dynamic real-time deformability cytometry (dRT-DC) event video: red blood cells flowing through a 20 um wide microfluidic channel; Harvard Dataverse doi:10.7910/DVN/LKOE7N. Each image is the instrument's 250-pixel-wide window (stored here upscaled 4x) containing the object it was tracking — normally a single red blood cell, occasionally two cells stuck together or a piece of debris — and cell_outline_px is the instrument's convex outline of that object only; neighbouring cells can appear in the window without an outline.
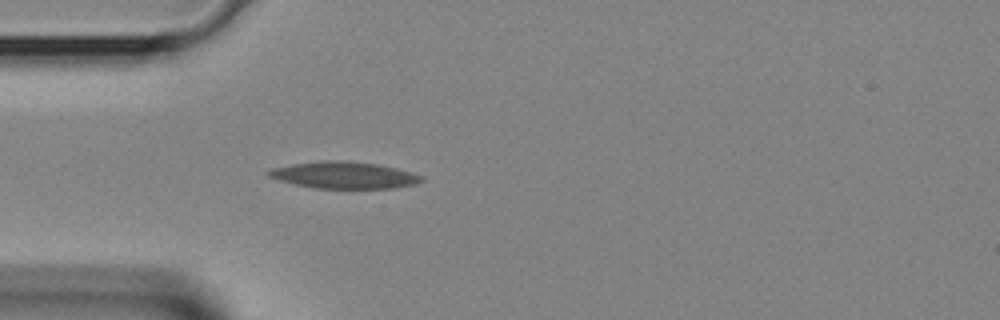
{"species": "Egyptian fruit bat (a non-hibernating species)", "species_latin": "Rousettus aegyptiacus", "temperature_condition": "room temperature", "stored_images_in_passage": 38, "camera_frame_rate_fps": 3000, "um_per_image_px": 0.085, "animal": {"sex": "female"}, "frame": {"image": 1, "passage_image": 10, "time_ms": 3.0, "image_size_px": [1000, 320], "cell_outline_px": [[424, 180], [416, 184], [392, 188], [312, 188], [280, 180], [268, 176], [264, 172], [272, 168], [292, 164], [324, 160], [348, 160], [376, 164], [396, 168], [412, 172], [424, 176]], "centroid_in_image_um": [29.26, 14.88], "position_along_channel_um": 55.7, "area_um2": 23.93}}
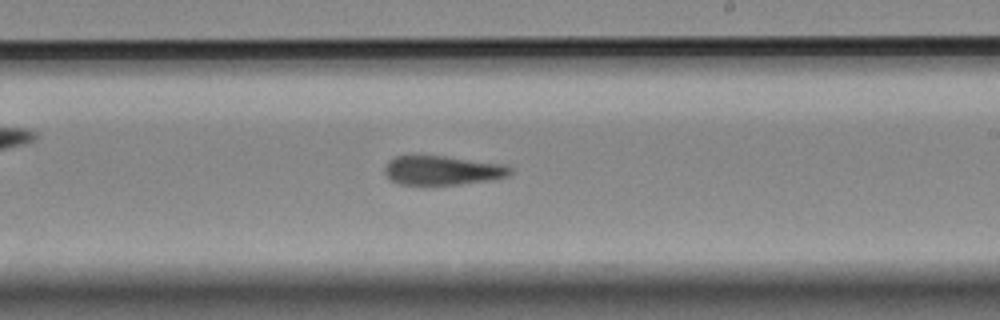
{"frame": {"image": 2, "passage_image": 22, "time_ms": 7.0, "image_size_px": [1000, 320], "cell_outline_px": [[512, 172], [508, 176], [488, 180], [460, 184], [400, 184], [392, 180], [384, 172], [384, 168], [388, 160], [396, 156], [444, 156], [508, 164], [512, 168]], "centroid_in_image_um": [37.64, 14.47], "position_along_channel_um": 251.4, "area_um2": 21.27}}
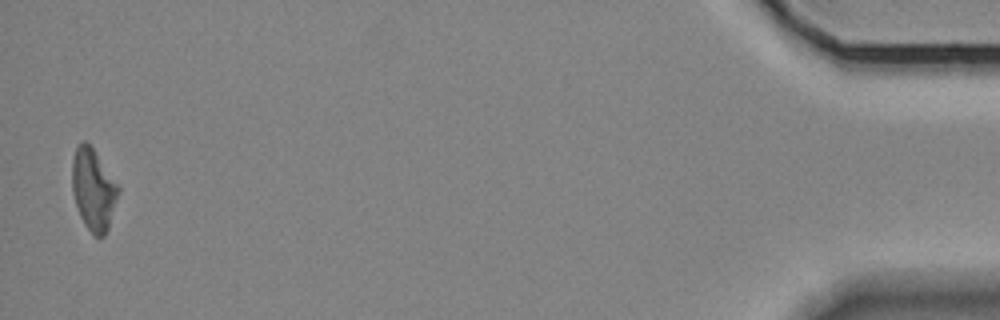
{"frame": {"image": 3, "passage_image": 38, "time_ms": 12.333, "image_size_px": [1000, 320], "cell_outline_px": [[120, 192], [108, 228], [104, 236], [96, 236], [84, 224], [80, 216], [72, 192], [72, 160], [76, 148], [84, 140], [92, 148], [120, 188]], "centroid_in_image_um": [7.93, 16.13], "position_along_channel_um": 427.3, "area_um2": 21.56}}